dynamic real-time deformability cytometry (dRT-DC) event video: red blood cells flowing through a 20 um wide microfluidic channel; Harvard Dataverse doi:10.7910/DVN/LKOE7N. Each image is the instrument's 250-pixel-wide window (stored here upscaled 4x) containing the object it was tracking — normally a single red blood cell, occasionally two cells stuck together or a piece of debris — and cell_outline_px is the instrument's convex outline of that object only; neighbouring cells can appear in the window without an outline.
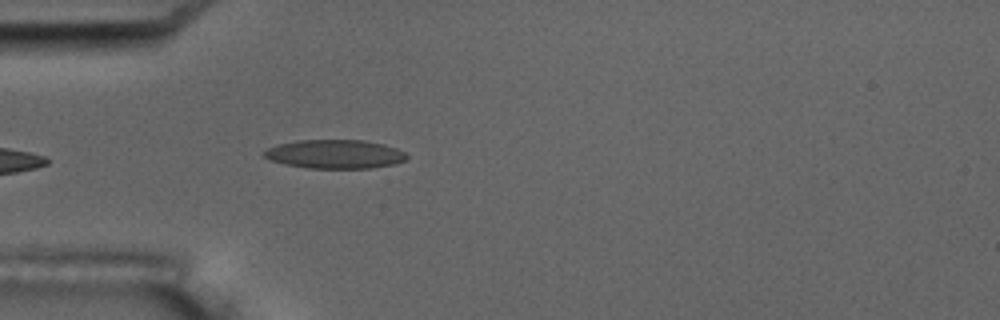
{"species": "common noctule bat (a hibernating species)", "species_latin": "Nyctalus noctula", "temperature_condition": "room temperature", "stored_images_in_passage": 6, "camera_frame_rate_fps": 3000, "um_per_image_px": 0.085, "animal": {"sex": "male", "body_mass_g": 17.5, "forearm_length_mm": 52.3}, "frame": {"image": 1, "passage_image": 6, "time_ms": 6.667, "image_size_px": [1000, 320], "cell_outline_px": [[408, 156], [404, 160], [392, 164], [372, 168], [308, 168], [284, 164], [268, 160], [260, 152], [276, 144], [296, 140], [364, 140], [384, 144], [396, 148], [404, 152]], "centroid_in_image_um": [28.4, 13.09], "position_along_channel_um": 56.6, "area_um2": 24.1}}